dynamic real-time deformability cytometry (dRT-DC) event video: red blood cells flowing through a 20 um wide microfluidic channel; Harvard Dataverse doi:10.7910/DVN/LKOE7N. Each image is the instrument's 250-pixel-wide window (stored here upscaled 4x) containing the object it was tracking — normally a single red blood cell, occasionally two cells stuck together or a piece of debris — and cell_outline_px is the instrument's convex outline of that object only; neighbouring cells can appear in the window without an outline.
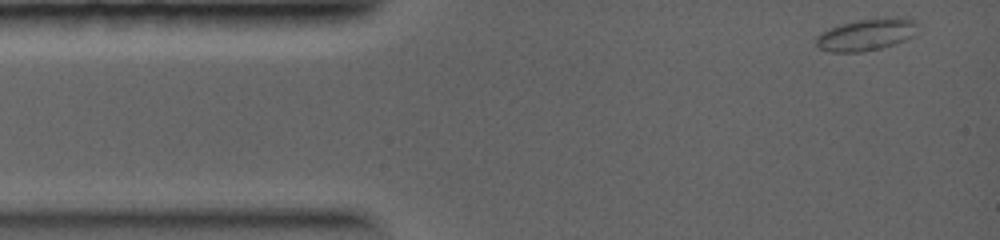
{"species": "common noctule bat (a hibernating species)", "species_latin": "Nyctalus noctula", "temperature_condition": "warm", "stored_images_in_passage": 18, "camera_frame_rate_fps": 5000, "um_per_image_px": 0.085, "animal": {"sex": "female", "body_mass_g": 19.0, "forearm_length_mm": 56.7}, "frame": {"image": 1, "passage_image": 1, "time_ms": 0.0, "image_size_px": [1000, 240], "cell_outline_px": [[916, 24], [912, 36], [904, 40], [880, 48], [864, 52], [828, 52], [820, 48], [816, 44], [816, 36], [820, 32], [840, 24], [856, 20], [884, 16], [908, 16], [916, 20]], "centroid_in_image_um": [73.63, 2.91], "position_along_channel_um": 11.4, "area_um2": 19.19}}
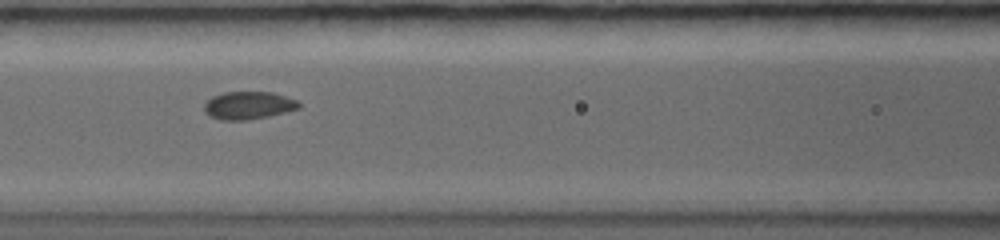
{"frame": {"image": 2, "passage_image": 7, "time_ms": 3.8, "image_size_px": [1000, 240], "cell_outline_px": [[300, 108], [268, 116], [248, 120], [220, 120], [208, 116], [204, 112], [204, 104], [212, 96], [224, 92], [272, 92], [296, 100], [300, 104]], "centroid_in_image_um": [21.07, 8.96], "position_along_channel_um": 145.5, "area_um2": 15.32}}
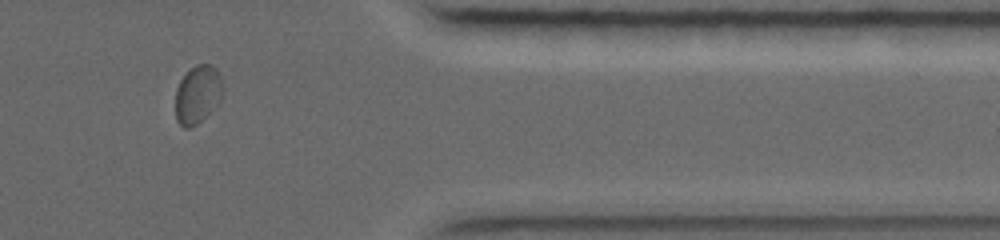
{"frame": {"image": 3, "passage_image": 15, "time_ms": 8.8, "image_size_px": [1000, 240], "cell_outline_px": [[224, 92], [220, 100], [196, 124], [188, 128], [184, 128], [176, 120], [176, 88], [180, 80], [188, 68], [196, 64], [212, 64], [220, 72], [224, 88]], "centroid_in_image_um": [16.81, 7.96], "position_along_channel_um": 394.6, "area_um2": 16.18}}